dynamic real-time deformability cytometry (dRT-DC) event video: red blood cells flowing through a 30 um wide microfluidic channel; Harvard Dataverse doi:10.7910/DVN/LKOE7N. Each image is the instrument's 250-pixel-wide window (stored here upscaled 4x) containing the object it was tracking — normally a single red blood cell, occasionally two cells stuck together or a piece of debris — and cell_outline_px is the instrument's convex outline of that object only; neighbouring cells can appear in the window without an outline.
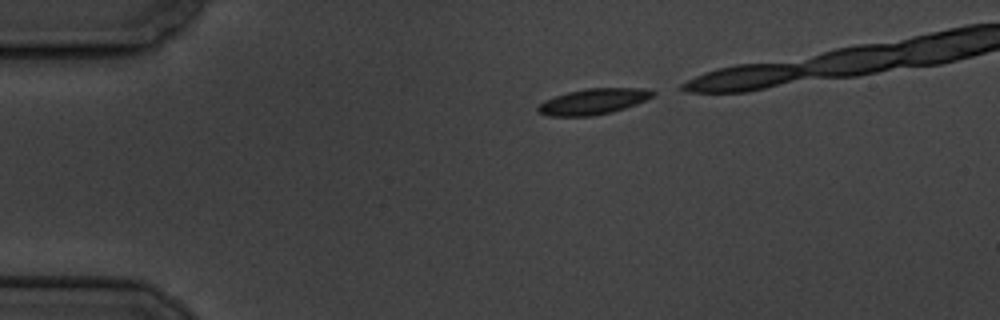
{"species": "common noctule bat (a hibernating species)", "species_latin": "Nyctalus noctula", "temperature_condition": "cold", "stored_images_in_passage": 18, "camera_frame_rate_fps": 3000, "um_per_image_px": 0.085, "animal": {"sex": "male", "body_mass_g": 19.5, "forearm_length_mm": 54.6}, "frame": {"image": 1, "passage_image": 1, "time_ms": 0.0, "image_size_px": [1000, 320], "cell_outline_px": [[656, 92], [652, 96], [636, 104], [612, 112], [592, 116], [548, 116], [540, 112], [536, 108], [544, 100], [568, 92], [588, 88], [640, 88]], "centroid_in_image_um": [50.4, 8.63], "position_along_channel_um": 34.6, "area_um2": 16.99}}
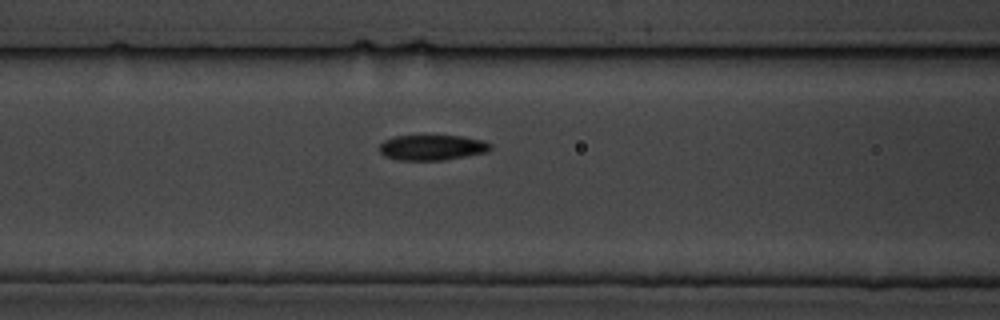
{"frame": {"image": 2, "passage_image": 13, "time_ms": 4.0, "image_size_px": [1000, 320], "cell_outline_px": [[492, 148], [488, 152], [444, 160], [396, 160], [384, 156], [380, 152], [380, 144], [384, 140], [392, 136], [460, 136], [484, 140], [492, 144]], "centroid_in_image_um": [36.74, 12.54], "position_along_channel_um": 129.9, "area_um2": 16.53}}
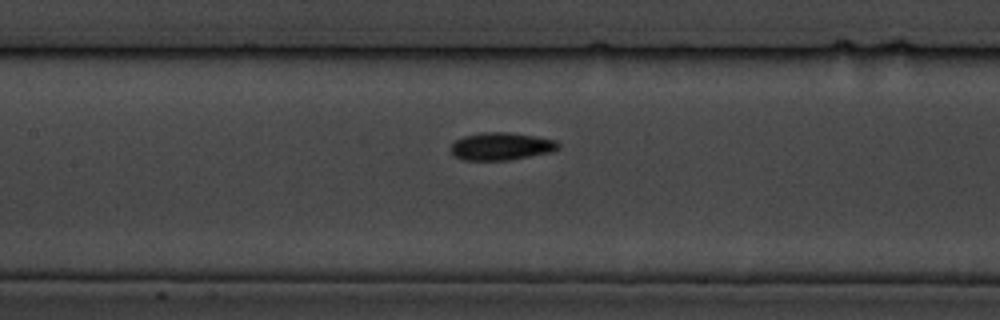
{"frame": {"image": 3, "passage_image": 16, "time_ms": 5.0, "image_size_px": [1000, 320], "cell_outline_px": [[560, 148], [552, 152], [508, 160], [460, 160], [452, 152], [452, 144], [456, 140], [464, 136], [484, 132], [508, 132], [536, 136], [556, 140], [560, 144]], "centroid_in_image_um": [42.64, 12.43], "position_along_channel_um": 164.8, "area_um2": 17.28}}